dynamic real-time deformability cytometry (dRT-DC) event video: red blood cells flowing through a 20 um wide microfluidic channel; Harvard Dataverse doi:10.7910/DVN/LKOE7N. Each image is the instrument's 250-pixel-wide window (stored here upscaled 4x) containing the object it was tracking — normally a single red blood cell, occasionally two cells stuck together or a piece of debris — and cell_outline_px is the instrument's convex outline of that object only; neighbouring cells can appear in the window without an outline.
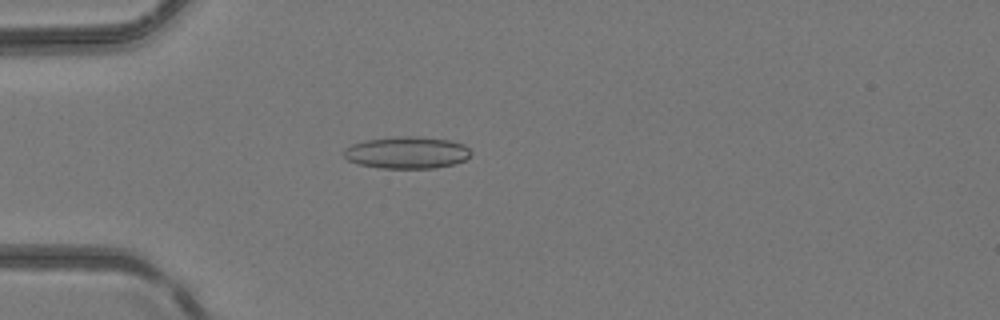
{"species": "common noctule bat (a hibernating species)", "species_latin": "Nyctalus noctula", "temperature_condition": "room temperature", "stored_images_in_passage": 4, "camera_frame_rate_fps": 3000, "um_per_image_px": 0.085, "animal": {"sex": "female", "body_mass_g": 24.6, "forearm_length_mm": 56.2}, "frame": {"image": 1, "passage_image": 4, "time_ms": 3.667, "image_size_px": [1000, 320], "cell_outline_px": [[472, 152], [464, 160], [452, 164], [436, 168], [380, 168], [360, 164], [348, 160], [344, 156], [344, 148], [352, 144], [364, 140], [396, 136], [416, 136], [448, 140], [464, 144]], "centroid_in_image_um": [34.57, 12.96], "position_along_channel_um": 50.4, "area_um2": 23.64}}